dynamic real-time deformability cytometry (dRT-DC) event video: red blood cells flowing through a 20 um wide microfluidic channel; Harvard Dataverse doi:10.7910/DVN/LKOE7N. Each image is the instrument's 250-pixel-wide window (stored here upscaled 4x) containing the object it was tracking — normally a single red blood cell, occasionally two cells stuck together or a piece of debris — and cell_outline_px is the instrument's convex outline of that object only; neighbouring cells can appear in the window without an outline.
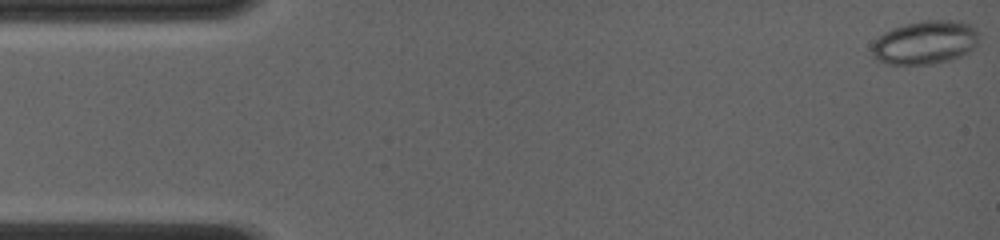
{"species": "common noctule bat (a hibernating species)", "species_latin": "Nyctalus noctula", "temperature_condition": "room temperature", "stored_images_in_passage": 61, "camera_frame_rate_fps": 4000, "um_per_image_px": 0.085, "animal": {"sex": "female", "body_mass_g": 19.0, "forearm_length_mm": 56.7}, "frame": {"image": 1, "passage_image": 1, "time_ms": 0.0, "image_size_px": [1000, 240], "cell_outline_px": [[980, 32], [976, 44], [968, 52], [960, 56], [948, 60], [932, 64], [888, 64], [876, 60], [872, 52], [872, 44], [884, 32], [892, 28], [920, 20], [960, 20], [976, 28]], "centroid_in_image_um": [78.65, 3.59], "position_along_channel_um": 6.4, "area_um2": 27.22}}
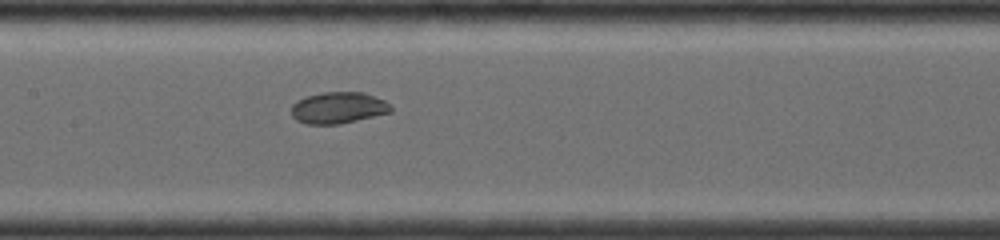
{"frame": {"image": 2, "passage_image": 30, "time_ms": 7.25, "image_size_px": [1000, 240], "cell_outline_px": [[392, 112], [340, 124], [304, 124], [296, 120], [292, 116], [292, 104], [296, 100], [308, 96], [324, 92], [364, 92], [384, 100], [392, 104]], "centroid_in_image_um": [28.77, 9.16], "position_along_channel_um": 178.6, "area_um2": 18.38}}
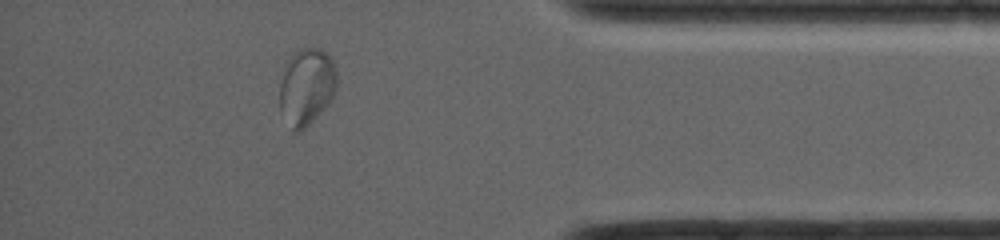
{"frame": {"image": 3, "passage_image": 54, "time_ms": 13.25, "image_size_px": [1000, 240], "cell_outline_px": [[336, 88], [332, 100], [300, 132], [292, 132], [280, 112], [280, 84], [284, 64], [292, 52], [300, 48], [320, 48], [332, 60], [336, 68]], "centroid_in_image_um": [26.03, 7.36], "position_along_channel_um": 409.2, "area_um2": 25.89}}